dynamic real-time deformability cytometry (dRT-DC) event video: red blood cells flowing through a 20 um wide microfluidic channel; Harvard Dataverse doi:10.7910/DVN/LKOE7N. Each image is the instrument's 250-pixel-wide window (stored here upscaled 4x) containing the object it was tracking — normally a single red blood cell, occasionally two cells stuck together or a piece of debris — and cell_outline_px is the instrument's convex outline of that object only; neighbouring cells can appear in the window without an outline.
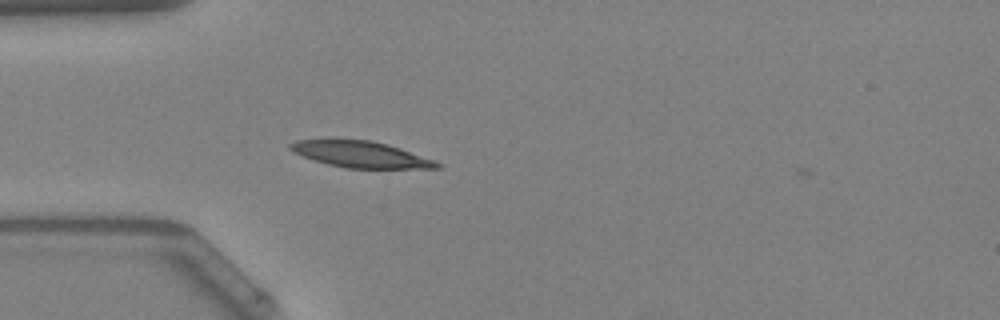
{"species": "Egyptian fruit bat (a non-hibernating species)", "species_latin": "Rousettus aegyptiacus", "temperature_condition": "warm", "stored_images_in_passage": 2, "camera_frame_rate_fps": 3000, "um_per_image_px": 0.085, "animal": {"sex": "female"}, "frame": {"image": 1, "passage_image": 1, "time_ms": 0.0, "image_size_px": [1000, 320], "cell_outline_px": [[440, 168], [344, 168], [328, 164], [292, 152], [288, 148], [288, 144], [296, 140], [372, 140], [388, 144], [400, 148], [432, 160], [440, 164]], "centroid_in_image_um": [30.62, 13.12], "position_along_channel_um": 54.4, "area_um2": 22.02}}